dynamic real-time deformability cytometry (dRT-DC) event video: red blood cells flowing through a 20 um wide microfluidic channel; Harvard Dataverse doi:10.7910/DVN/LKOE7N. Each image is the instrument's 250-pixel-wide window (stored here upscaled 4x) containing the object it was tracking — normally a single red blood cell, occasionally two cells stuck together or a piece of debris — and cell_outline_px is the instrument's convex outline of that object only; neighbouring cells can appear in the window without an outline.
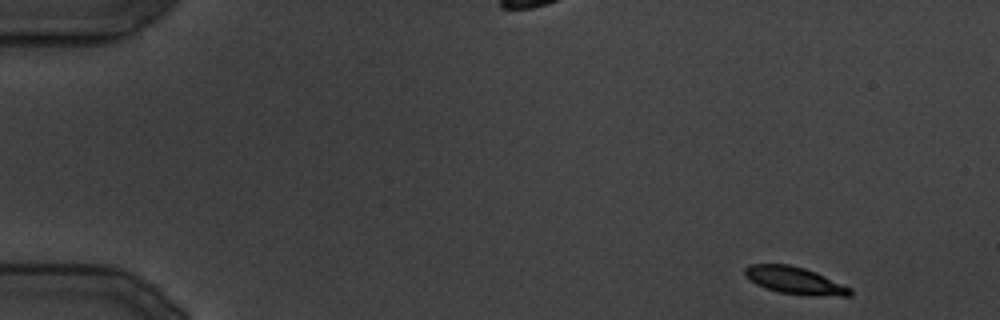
{"species": "common noctule bat (a hibernating species)", "species_latin": "Nyctalus noctula", "temperature_condition": "cold", "stored_images_in_passage": 33, "camera_frame_rate_fps": 3000, "um_per_image_px": 0.085, "animal": {"sex": "male", "body_mass_g": 19.5, "forearm_length_mm": 54.6}, "frame": {"image": 1, "passage_image": 1, "time_ms": 0.0, "image_size_px": [1000, 320], "cell_outline_px": [[852, 296], [812, 296], [780, 292], [764, 288], [756, 284], [744, 276], [744, 268], [748, 264], [788, 264], [804, 268], [816, 272], [852, 288]], "centroid_in_image_um": [67.56, 23.84], "position_along_channel_um": 17.4, "area_um2": 16.88}}
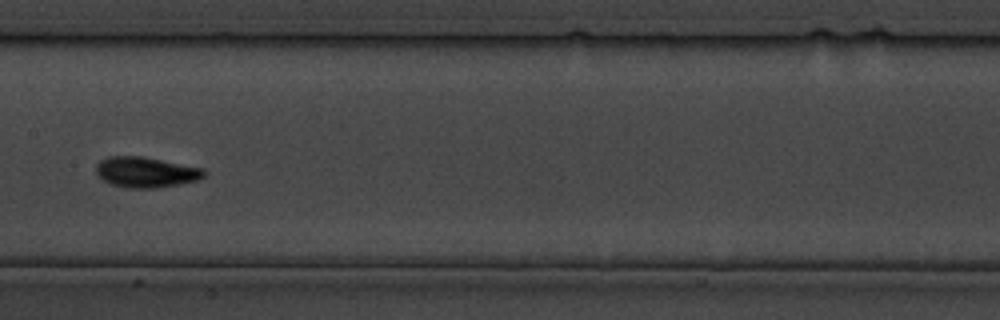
{"frame": {"image": 2, "passage_image": 16, "time_ms": 18.667, "image_size_px": [1000, 320], "cell_outline_px": [[208, 172], [204, 176], [196, 180], [180, 184], [156, 188], [128, 188], [112, 184], [104, 180], [96, 172], [96, 164], [100, 160], [108, 156], [144, 156], [204, 168]], "centroid_in_image_um": [12.42, 14.62], "position_along_channel_um": 195.0, "area_um2": 19.31}}
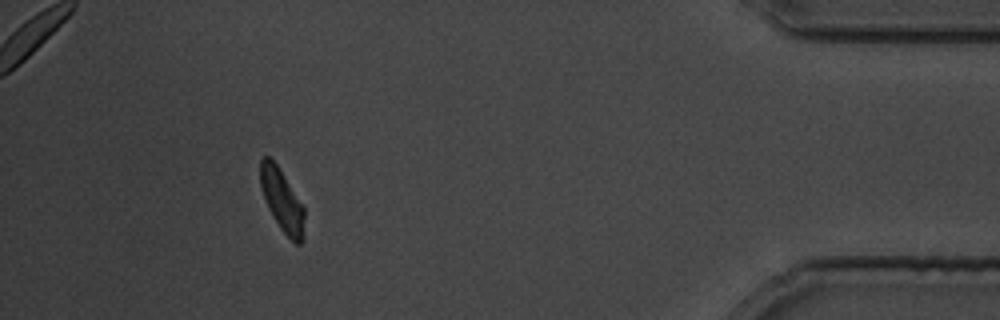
{"frame": {"image": 3, "passage_image": 30, "time_ms": 35.667, "image_size_px": [1000, 320], "cell_outline_px": [[304, 240], [300, 244], [296, 244], [280, 228], [272, 216], [268, 208], [260, 184], [260, 160], [264, 156], [268, 156], [276, 164], [304, 208]], "centroid_in_image_um": [23.97, 17.06], "position_along_channel_um": 411.2, "area_um2": 15.66}}